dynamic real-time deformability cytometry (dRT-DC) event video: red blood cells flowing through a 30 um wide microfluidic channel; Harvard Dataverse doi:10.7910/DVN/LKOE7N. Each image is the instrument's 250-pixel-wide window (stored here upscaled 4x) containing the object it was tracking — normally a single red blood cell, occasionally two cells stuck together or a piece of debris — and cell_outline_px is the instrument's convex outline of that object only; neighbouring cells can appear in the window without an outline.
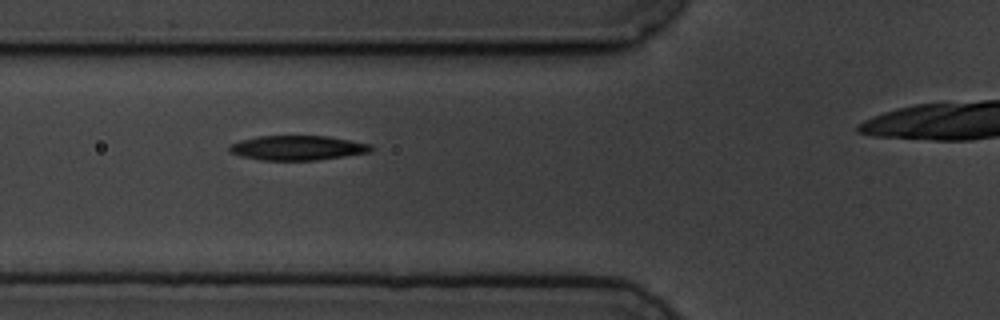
{"species": "common noctule bat (a hibernating species)", "species_latin": "Nyctalus noctula", "temperature_condition": "cold", "stored_images_in_passage": 3, "camera_frame_rate_fps": 3000, "um_per_image_px": 0.085, "animal": {"sex": "male", "body_mass_g": 19.5, "forearm_length_mm": 54.6}, "frame": {"image": 1, "passage_image": 2, "time_ms": 1.0, "image_size_px": [1000, 320], "cell_outline_px": [[376, 148], [372, 152], [316, 160], [260, 160], [244, 156], [232, 152], [228, 148], [228, 144], [240, 140], [256, 136], [328, 136], [372, 144]], "centroid_in_image_um": [25.34, 12.56], "position_along_channel_um": 100.5, "area_um2": 20.4}}